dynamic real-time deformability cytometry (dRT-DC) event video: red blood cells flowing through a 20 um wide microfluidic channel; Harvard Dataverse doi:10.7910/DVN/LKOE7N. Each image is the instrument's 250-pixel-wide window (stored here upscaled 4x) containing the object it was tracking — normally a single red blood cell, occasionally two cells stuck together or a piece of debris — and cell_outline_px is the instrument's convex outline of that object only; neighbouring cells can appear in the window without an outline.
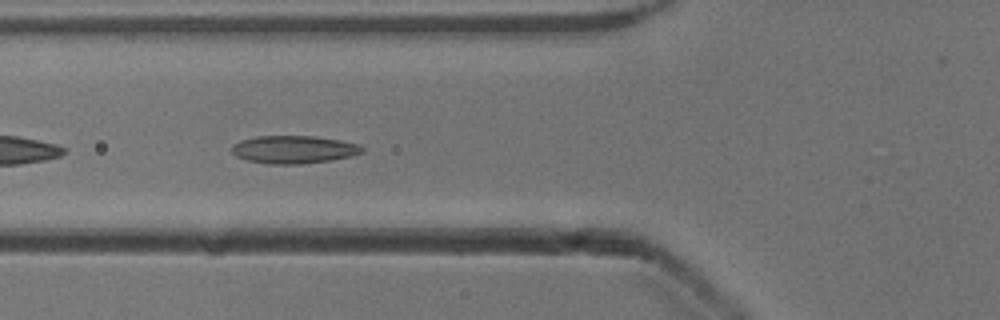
{"species": "common noctule bat (a hibernating species)", "species_latin": "Nyctalus noctula", "temperature_condition": "cold", "stored_images_in_passage": 37, "camera_frame_rate_fps": 3000, "um_per_image_px": 0.085, "animal": {"sex": "male", "body_mass_g": 13.3}, "frame": {"image": 1, "passage_image": 4, "time_ms": 1.0, "image_size_px": [1000, 320], "cell_outline_px": [[364, 152], [352, 156], [332, 160], [300, 164], [268, 164], [248, 160], [236, 156], [232, 152], [232, 144], [240, 140], [256, 136], [316, 136], [340, 140], [360, 144], [364, 148]], "centroid_in_image_um": [24.99, 12.7], "position_along_channel_um": 100.8, "area_um2": 21.33}}
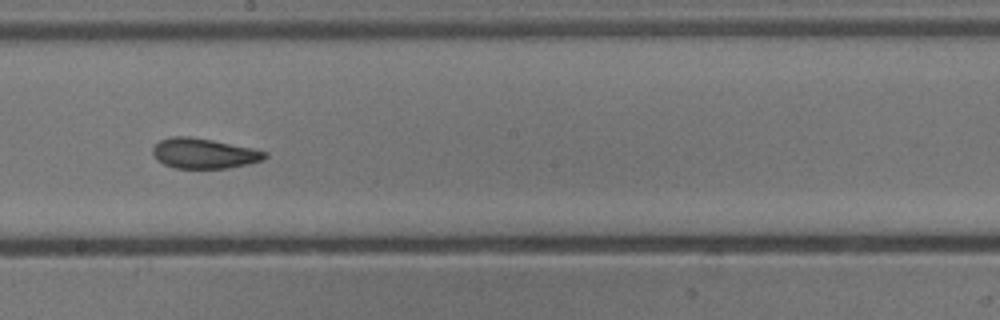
{"frame": {"image": 2, "passage_image": 14, "time_ms": 4.333, "image_size_px": [1000, 320], "cell_outline_px": [[268, 156], [264, 160], [248, 164], [228, 168], [176, 168], [164, 164], [156, 160], [152, 152], [152, 148], [160, 140], [172, 136], [188, 136], [212, 140], [256, 148], [268, 152]], "centroid_in_image_um": [17.37, 13.03], "position_along_channel_um": 230.8, "area_um2": 19.94}}
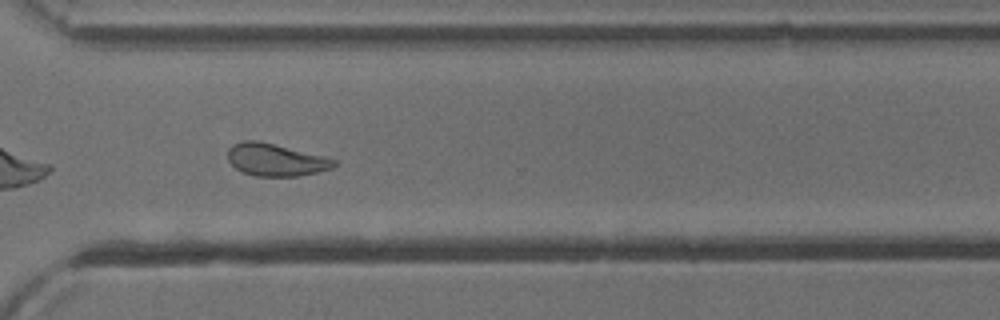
{"frame": {"image": 3, "passage_image": 23, "time_ms": 7.333, "image_size_px": [1000, 320], "cell_outline_px": [[336, 164], [332, 168], [316, 172], [296, 176], [256, 176], [244, 172], [236, 168], [228, 160], [228, 148], [232, 144], [244, 140], [256, 140], [324, 156], [336, 160]], "centroid_in_image_um": [23.41, 13.58], "position_along_channel_um": 347.2, "area_um2": 19.77}, "authors_computed_cell_mechanics": {"area_um2": 20.4612, "velocity_mm_per_s": 3.8842, "shape_relaxation_time_tau1_ms": 6.4572, "shape_relaxation_time_tau2_ms": 1.8995, "deformation_change_tau1": 0.1471, "deformation_change_tau2": 0.0838}}